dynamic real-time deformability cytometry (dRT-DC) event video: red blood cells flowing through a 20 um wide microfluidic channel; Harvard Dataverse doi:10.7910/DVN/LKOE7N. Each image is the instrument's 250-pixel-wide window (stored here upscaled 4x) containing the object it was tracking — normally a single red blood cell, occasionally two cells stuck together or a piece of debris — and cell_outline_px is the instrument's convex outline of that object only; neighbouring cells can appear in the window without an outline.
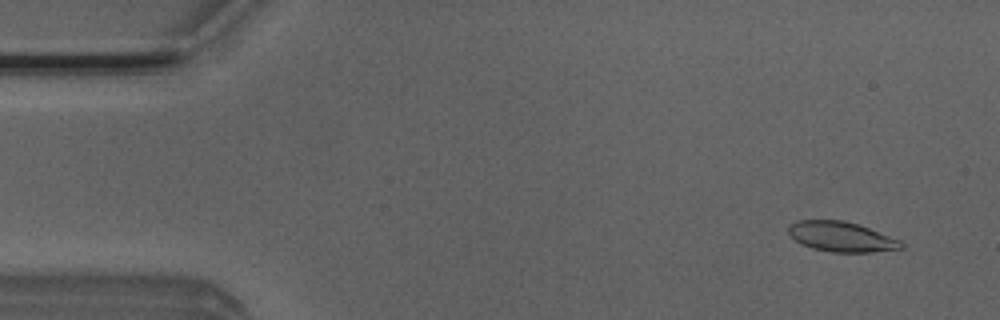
{"species": "Egyptian fruit bat (a non-hibernating species)", "species_latin": "Rousettus aegyptiacus", "temperature_condition": "room temperature", "stored_images_in_passage": 53, "camera_frame_rate_fps": 3000, "um_per_image_px": 0.085, "animal": {"sex": "male"}, "frame": {"image": 1, "passage_image": 4, "time_ms": 1.0, "image_size_px": [1000, 320], "cell_outline_px": [[904, 248], [872, 252], [832, 252], [812, 248], [800, 244], [788, 232], [788, 224], [796, 220], [844, 220], [868, 228], [900, 240], [904, 244]], "centroid_in_image_um": [71.49, 20.12], "position_along_channel_um": 13.5, "area_um2": 19.65}}
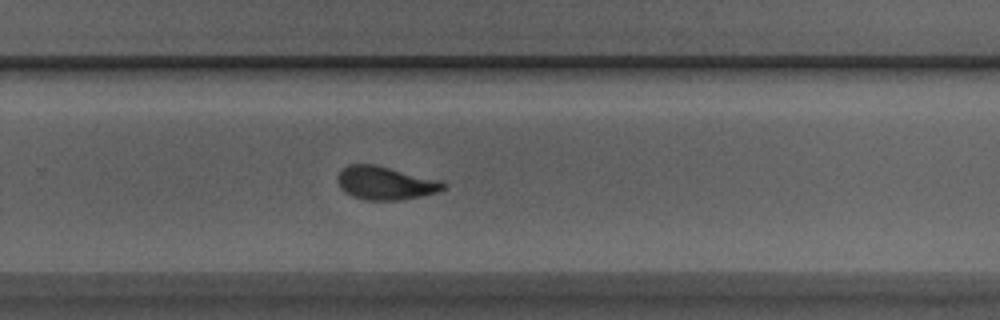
{"frame": {"image": 2, "passage_image": 34, "time_ms": 11.0, "image_size_px": [1000, 320], "cell_outline_px": [[448, 184], [440, 192], [400, 200], [368, 200], [352, 196], [344, 192], [340, 188], [336, 180], [336, 176], [348, 164], [376, 164], [444, 180]], "centroid_in_image_um": [32.79, 15.55], "position_along_channel_um": 297.0, "area_um2": 20.98}}
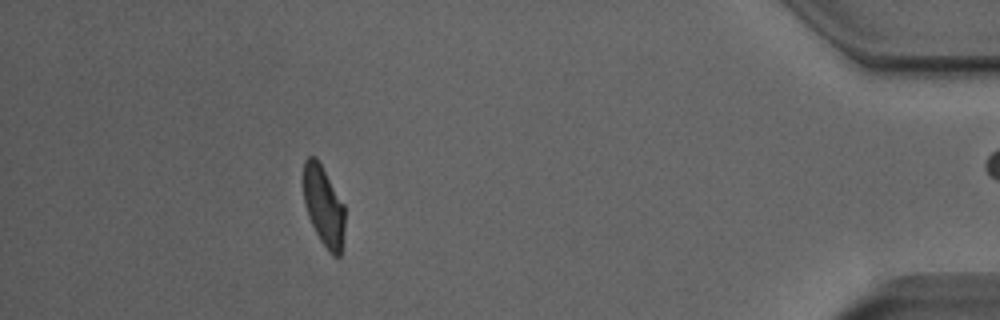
{"frame": {"image": 3, "passage_image": 47, "time_ms": 15.333, "image_size_px": [1000, 320], "cell_outline_px": [[344, 228], [340, 256], [332, 256], [328, 252], [320, 240], [308, 216], [304, 204], [304, 160], [308, 156], [316, 156], [344, 204]], "centroid_in_image_um": [27.51, 17.52], "position_along_channel_um": 407.7, "area_um2": 19.19}, "authors_computed_cell_mechanics": {"area_um2": 20.4034, "velocity_mm_per_s": 3.9142, "shape_relaxation_time_tau1_ms": 4.6497, "shape_relaxation_time_tau2_ms": 1.544, "deformation_change_tau1": 0.1634, "deformation_change_tau2": 0.0818}}